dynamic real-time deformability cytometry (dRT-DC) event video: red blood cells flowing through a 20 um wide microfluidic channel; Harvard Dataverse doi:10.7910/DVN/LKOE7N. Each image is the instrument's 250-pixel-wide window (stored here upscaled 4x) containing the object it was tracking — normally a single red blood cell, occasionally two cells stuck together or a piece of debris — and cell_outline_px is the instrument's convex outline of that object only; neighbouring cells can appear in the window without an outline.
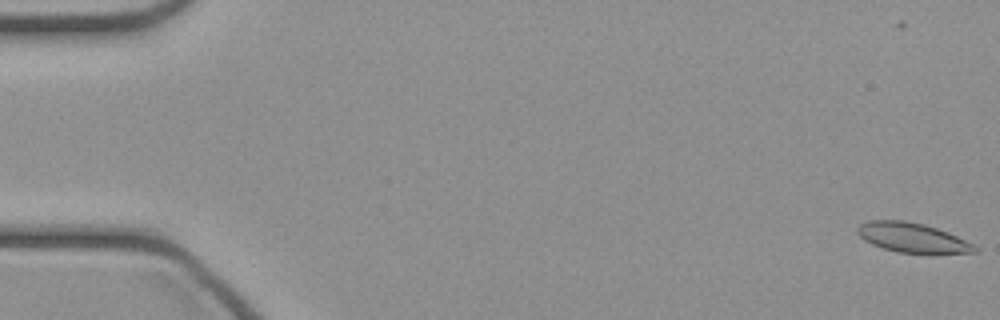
{"species": "common noctule bat (a hibernating species)", "species_latin": "Nyctalus noctula", "temperature_condition": "cold", "stored_images_in_passage": 50, "camera_frame_rate_fps": 3000, "um_per_image_px": 0.085, "animal": {"sex": "female", "body_mass_g": 21.9}, "frame": {"image": 1, "passage_image": 2, "time_ms": 0.333, "image_size_px": [1000, 320], "cell_outline_px": [[980, 252], [932, 256], [928, 256], [896, 252], [872, 244], [864, 240], [856, 232], [856, 228], [860, 224], [868, 220], [904, 220], [924, 224], [948, 232], [980, 248]], "centroid_in_image_um": [77.62, 20.26], "position_along_channel_um": 7.4, "area_um2": 21.15}}
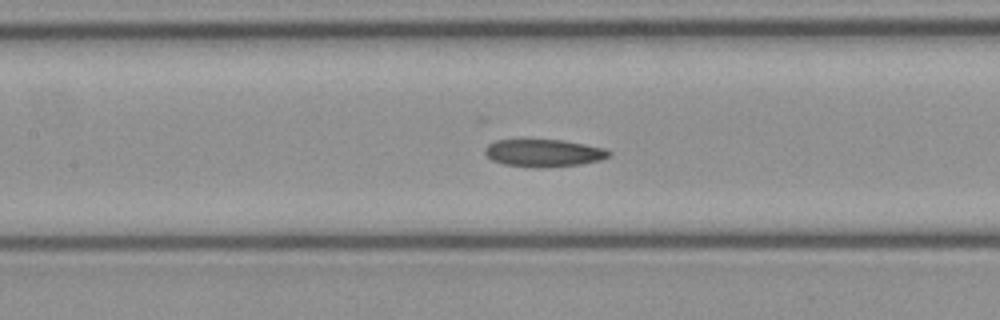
{"frame": {"image": 2, "passage_image": 23, "time_ms": 7.333, "image_size_px": [1000, 320], "cell_outline_px": [[612, 156], [600, 160], [584, 164], [536, 168], [504, 164], [492, 160], [484, 152], [484, 148], [488, 144], [496, 140], [564, 140], [604, 148], [612, 152]], "centroid_in_image_um": [46.24, 13.01], "position_along_channel_um": 161.2, "area_um2": 19.94}}
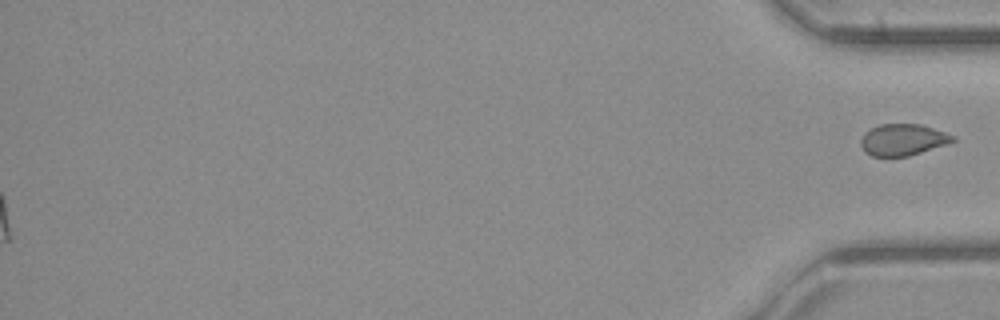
{"frame": {"image": 3, "passage_image": 50, "time_ms": 16.333, "image_size_px": [1000, 320], "cell_outline_px": [[956, 140], [908, 156], [872, 156], [864, 152], [860, 144], [860, 140], [864, 132], [880, 124], [920, 124], [956, 136]], "centroid_in_image_um": [76.69, 11.87], "position_along_channel_um": 358.5, "area_um2": 16.7}}